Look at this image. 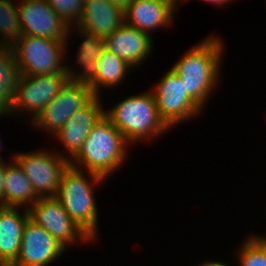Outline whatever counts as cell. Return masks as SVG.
<instances>
[{
  "label": "cell",
  "mask_w": 266,
  "mask_h": 266,
  "mask_svg": "<svg viewBox=\"0 0 266 266\" xmlns=\"http://www.w3.org/2000/svg\"><path fill=\"white\" fill-rule=\"evenodd\" d=\"M127 144L123 134L103 115L94 125L79 151L69 159V165L81 170L85 167L88 172L106 179L121 166V163H124ZM82 164L83 167H81Z\"/></svg>",
  "instance_id": "obj_4"
},
{
  "label": "cell",
  "mask_w": 266,
  "mask_h": 266,
  "mask_svg": "<svg viewBox=\"0 0 266 266\" xmlns=\"http://www.w3.org/2000/svg\"><path fill=\"white\" fill-rule=\"evenodd\" d=\"M124 10L109 0H85L78 28L97 37H106L125 23Z\"/></svg>",
  "instance_id": "obj_15"
},
{
  "label": "cell",
  "mask_w": 266,
  "mask_h": 266,
  "mask_svg": "<svg viewBox=\"0 0 266 266\" xmlns=\"http://www.w3.org/2000/svg\"><path fill=\"white\" fill-rule=\"evenodd\" d=\"M150 91L127 97L104 113L128 143L154 138L169 129L161 119L155 95Z\"/></svg>",
  "instance_id": "obj_5"
},
{
  "label": "cell",
  "mask_w": 266,
  "mask_h": 266,
  "mask_svg": "<svg viewBox=\"0 0 266 266\" xmlns=\"http://www.w3.org/2000/svg\"><path fill=\"white\" fill-rule=\"evenodd\" d=\"M5 163L0 167V206H3Z\"/></svg>",
  "instance_id": "obj_24"
},
{
  "label": "cell",
  "mask_w": 266,
  "mask_h": 266,
  "mask_svg": "<svg viewBox=\"0 0 266 266\" xmlns=\"http://www.w3.org/2000/svg\"><path fill=\"white\" fill-rule=\"evenodd\" d=\"M153 93L159 115L169 128L196 116L201 110L189 97L181 78L172 68L157 83Z\"/></svg>",
  "instance_id": "obj_9"
},
{
  "label": "cell",
  "mask_w": 266,
  "mask_h": 266,
  "mask_svg": "<svg viewBox=\"0 0 266 266\" xmlns=\"http://www.w3.org/2000/svg\"><path fill=\"white\" fill-rule=\"evenodd\" d=\"M18 7L23 35L67 41L71 28L46 0H23Z\"/></svg>",
  "instance_id": "obj_11"
},
{
  "label": "cell",
  "mask_w": 266,
  "mask_h": 266,
  "mask_svg": "<svg viewBox=\"0 0 266 266\" xmlns=\"http://www.w3.org/2000/svg\"><path fill=\"white\" fill-rule=\"evenodd\" d=\"M69 80L67 73L48 75L0 74V110L4 114L31 111L34 120Z\"/></svg>",
  "instance_id": "obj_2"
},
{
  "label": "cell",
  "mask_w": 266,
  "mask_h": 266,
  "mask_svg": "<svg viewBox=\"0 0 266 266\" xmlns=\"http://www.w3.org/2000/svg\"><path fill=\"white\" fill-rule=\"evenodd\" d=\"M0 57L23 35L19 7L11 0H0Z\"/></svg>",
  "instance_id": "obj_21"
},
{
  "label": "cell",
  "mask_w": 266,
  "mask_h": 266,
  "mask_svg": "<svg viewBox=\"0 0 266 266\" xmlns=\"http://www.w3.org/2000/svg\"><path fill=\"white\" fill-rule=\"evenodd\" d=\"M204 1H208L210 4H218V5H223L224 3H228V1L230 0H204Z\"/></svg>",
  "instance_id": "obj_27"
},
{
  "label": "cell",
  "mask_w": 266,
  "mask_h": 266,
  "mask_svg": "<svg viewBox=\"0 0 266 266\" xmlns=\"http://www.w3.org/2000/svg\"><path fill=\"white\" fill-rule=\"evenodd\" d=\"M124 11L126 24L149 34L169 24L176 10L161 0H134Z\"/></svg>",
  "instance_id": "obj_17"
},
{
  "label": "cell",
  "mask_w": 266,
  "mask_h": 266,
  "mask_svg": "<svg viewBox=\"0 0 266 266\" xmlns=\"http://www.w3.org/2000/svg\"><path fill=\"white\" fill-rule=\"evenodd\" d=\"M223 43L211 36L189 50L173 65L189 97L202 109L217 84Z\"/></svg>",
  "instance_id": "obj_3"
},
{
  "label": "cell",
  "mask_w": 266,
  "mask_h": 266,
  "mask_svg": "<svg viewBox=\"0 0 266 266\" xmlns=\"http://www.w3.org/2000/svg\"><path fill=\"white\" fill-rule=\"evenodd\" d=\"M199 266H228L225 263L219 262V261H206L203 264H200Z\"/></svg>",
  "instance_id": "obj_26"
},
{
  "label": "cell",
  "mask_w": 266,
  "mask_h": 266,
  "mask_svg": "<svg viewBox=\"0 0 266 266\" xmlns=\"http://www.w3.org/2000/svg\"><path fill=\"white\" fill-rule=\"evenodd\" d=\"M48 5L67 23L77 25L82 17L85 0H46ZM74 20V21H73Z\"/></svg>",
  "instance_id": "obj_23"
},
{
  "label": "cell",
  "mask_w": 266,
  "mask_h": 266,
  "mask_svg": "<svg viewBox=\"0 0 266 266\" xmlns=\"http://www.w3.org/2000/svg\"><path fill=\"white\" fill-rule=\"evenodd\" d=\"M21 215L13 206H0V262L10 266L19 255L23 229L30 218L29 210Z\"/></svg>",
  "instance_id": "obj_16"
},
{
  "label": "cell",
  "mask_w": 266,
  "mask_h": 266,
  "mask_svg": "<svg viewBox=\"0 0 266 266\" xmlns=\"http://www.w3.org/2000/svg\"><path fill=\"white\" fill-rule=\"evenodd\" d=\"M106 49L125 60L132 68L143 62L153 47L150 34L128 24H122L105 37Z\"/></svg>",
  "instance_id": "obj_13"
},
{
  "label": "cell",
  "mask_w": 266,
  "mask_h": 266,
  "mask_svg": "<svg viewBox=\"0 0 266 266\" xmlns=\"http://www.w3.org/2000/svg\"><path fill=\"white\" fill-rule=\"evenodd\" d=\"M238 254L241 266H266V237H250Z\"/></svg>",
  "instance_id": "obj_22"
},
{
  "label": "cell",
  "mask_w": 266,
  "mask_h": 266,
  "mask_svg": "<svg viewBox=\"0 0 266 266\" xmlns=\"http://www.w3.org/2000/svg\"><path fill=\"white\" fill-rule=\"evenodd\" d=\"M110 2L120 6L125 10L134 0H109Z\"/></svg>",
  "instance_id": "obj_25"
},
{
  "label": "cell",
  "mask_w": 266,
  "mask_h": 266,
  "mask_svg": "<svg viewBox=\"0 0 266 266\" xmlns=\"http://www.w3.org/2000/svg\"><path fill=\"white\" fill-rule=\"evenodd\" d=\"M79 34L85 38L81 43L79 52L77 54V62L83 67L81 74L77 76L76 73L66 66V72L69 80L76 83H83L90 85L96 77L98 68V59L106 49V42L104 37H97L93 34L78 28ZM76 74V75H74Z\"/></svg>",
  "instance_id": "obj_18"
},
{
  "label": "cell",
  "mask_w": 266,
  "mask_h": 266,
  "mask_svg": "<svg viewBox=\"0 0 266 266\" xmlns=\"http://www.w3.org/2000/svg\"><path fill=\"white\" fill-rule=\"evenodd\" d=\"M131 66L122 58L105 49L98 59L95 80L89 85L95 96L99 97V87H114L125 77Z\"/></svg>",
  "instance_id": "obj_20"
},
{
  "label": "cell",
  "mask_w": 266,
  "mask_h": 266,
  "mask_svg": "<svg viewBox=\"0 0 266 266\" xmlns=\"http://www.w3.org/2000/svg\"><path fill=\"white\" fill-rule=\"evenodd\" d=\"M12 162L5 163L3 206L25 205L29 209L39 198L20 165L15 160Z\"/></svg>",
  "instance_id": "obj_19"
},
{
  "label": "cell",
  "mask_w": 266,
  "mask_h": 266,
  "mask_svg": "<svg viewBox=\"0 0 266 266\" xmlns=\"http://www.w3.org/2000/svg\"><path fill=\"white\" fill-rule=\"evenodd\" d=\"M82 172L81 169L68 165L61 175L56 198L77 226L93 241L97 237L98 214L92 184L102 183L105 178L88 172L92 178L90 183Z\"/></svg>",
  "instance_id": "obj_6"
},
{
  "label": "cell",
  "mask_w": 266,
  "mask_h": 266,
  "mask_svg": "<svg viewBox=\"0 0 266 266\" xmlns=\"http://www.w3.org/2000/svg\"><path fill=\"white\" fill-rule=\"evenodd\" d=\"M2 159V157H1V155H0V167L5 163V162H3V160H1Z\"/></svg>",
  "instance_id": "obj_29"
},
{
  "label": "cell",
  "mask_w": 266,
  "mask_h": 266,
  "mask_svg": "<svg viewBox=\"0 0 266 266\" xmlns=\"http://www.w3.org/2000/svg\"><path fill=\"white\" fill-rule=\"evenodd\" d=\"M100 97L95 96L85 107L78 110L61 129L55 134L57 139L64 144L69 157L74 156L88 137L94 125L104 115Z\"/></svg>",
  "instance_id": "obj_14"
},
{
  "label": "cell",
  "mask_w": 266,
  "mask_h": 266,
  "mask_svg": "<svg viewBox=\"0 0 266 266\" xmlns=\"http://www.w3.org/2000/svg\"><path fill=\"white\" fill-rule=\"evenodd\" d=\"M28 210L30 219L44 228L65 248L79 238L87 242L91 240L72 220L56 197L39 198Z\"/></svg>",
  "instance_id": "obj_10"
},
{
  "label": "cell",
  "mask_w": 266,
  "mask_h": 266,
  "mask_svg": "<svg viewBox=\"0 0 266 266\" xmlns=\"http://www.w3.org/2000/svg\"><path fill=\"white\" fill-rule=\"evenodd\" d=\"M66 46L67 41L64 40L22 35L0 57V74L34 76L67 73L66 66L61 64Z\"/></svg>",
  "instance_id": "obj_1"
},
{
  "label": "cell",
  "mask_w": 266,
  "mask_h": 266,
  "mask_svg": "<svg viewBox=\"0 0 266 266\" xmlns=\"http://www.w3.org/2000/svg\"><path fill=\"white\" fill-rule=\"evenodd\" d=\"M95 97L89 85L68 80L57 96L33 120L36 127L49 131L53 136L80 109Z\"/></svg>",
  "instance_id": "obj_8"
},
{
  "label": "cell",
  "mask_w": 266,
  "mask_h": 266,
  "mask_svg": "<svg viewBox=\"0 0 266 266\" xmlns=\"http://www.w3.org/2000/svg\"><path fill=\"white\" fill-rule=\"evenodd\" d=\"M66 248L30 218L24 229L18 258L10 266H48Z\"/></svg>",
  "instance_id": "obj_12"
},
{
  "label": "cell",
  "mask_w": 266,
  "mask_h": 266,
  "mask_svg": "<svg viewBox=\"0 0 266 266\" xmlns=\"http://www.w3.org/2000/svg\"><path fill=\"white\" fill-rule=\"evenodd\" d=\"M49 152L38 150L25 154L18 153L14 157L31 182L38 198L56 197L61 175L69 165V158L65 157L63 153L61 155L57 152L54 155V153Z\"/></svg>",
  "instance_id": "obj_7"
},
{
  "label": "cell",
  "mask_w": 266,
  "mask_h": 266,
  "mask_svg": "<svg viewBox=\"0 0 266 266\" xmlns=\"http://www.w3.org/2000/svg\"><path fill=\"white\" fill-rule=\"evenodd\" d=\"M161 1H164V2H166V3L170 4V5H172L175 9H176L177 6H178V5H176L177 2H178V0H161Z\"/></svg>",
  "instance_id": "obj_28"
}]
</instances>
